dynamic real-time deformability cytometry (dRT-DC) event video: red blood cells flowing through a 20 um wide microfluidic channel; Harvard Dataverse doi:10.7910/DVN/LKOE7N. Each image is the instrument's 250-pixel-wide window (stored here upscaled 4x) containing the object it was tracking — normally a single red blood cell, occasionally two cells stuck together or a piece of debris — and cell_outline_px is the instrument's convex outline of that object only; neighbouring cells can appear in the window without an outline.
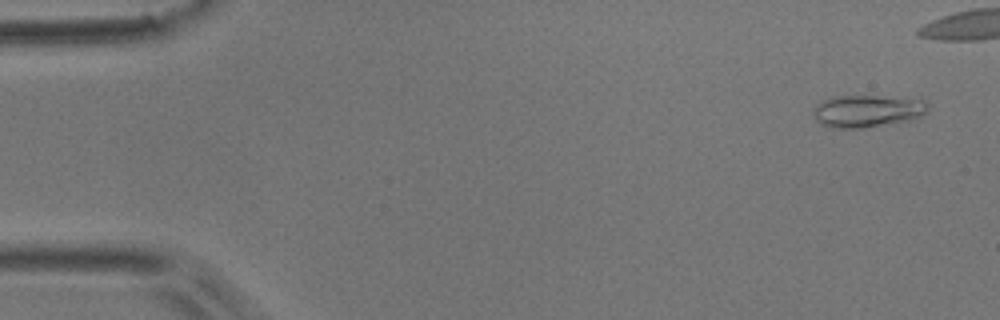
{"species": "common noctule bat (a hibernating species)", "species_latin": "Nyctalus noctula", "temperature_condition": "room temperature", "stored_images_in_passage": 5, "camera_frame_rate_fps": 3000, "um_per_image_px": 0.085, "animal": {"sex": "male", "body_mass_g": 17.9}, "frame": {"image": 1, "passage_image": 1, "time_ms": 0.0, "image_size_px": [1000, 320], "cell_outline_px": [[928, 112], [920, 116], [908, 120], [864, 128], [832, 128], [820, 124], [812, 116], [812, 108], [816, 104], [824, 100], [836, 96], [924, 96], [928, 100]], "centroid_in_image_um": [73.79, 9.4], "position_along_channel_um": 11.2, "area_um2": 22.37}}